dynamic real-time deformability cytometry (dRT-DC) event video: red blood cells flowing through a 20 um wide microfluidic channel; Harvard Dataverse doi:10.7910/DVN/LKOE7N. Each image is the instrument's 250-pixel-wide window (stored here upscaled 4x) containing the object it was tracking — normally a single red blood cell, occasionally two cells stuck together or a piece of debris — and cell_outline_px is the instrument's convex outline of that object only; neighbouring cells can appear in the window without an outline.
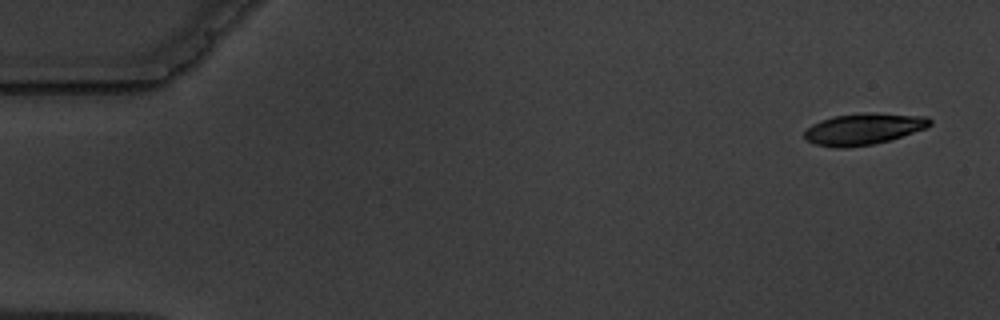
{"species": "common noctule bat (a hibernating species)", "species_latin": "Nyctalus noctula", "temperature_condition": "warm", "stored_images_in_passage": 4, "camera_frame_rate_fps": 3000, "um_per_image_px": 0.085, "animal": {"sex": "male", "body_mass_g": 19.5, "forearm_length_mm": 54.6}, "frame": {"image": 1, "passage_image": 1, "time_ms": 0.0, "image_size_px": [1000, 320], "cell_outline_px": [[932, 124], [924, 128], [888, 140], [872, 144], [844, 148], [836, 148], [816, 144], [804, 140], [804, 132], [812, 124], [820, 120], [832, 116], [860, 112], [876, 112], [928, 116], [932, 120]], "centroid_in_image_um": [73.37, 10.94], "position_along_channel_um": 11.6, "area_um2": 23.12}}
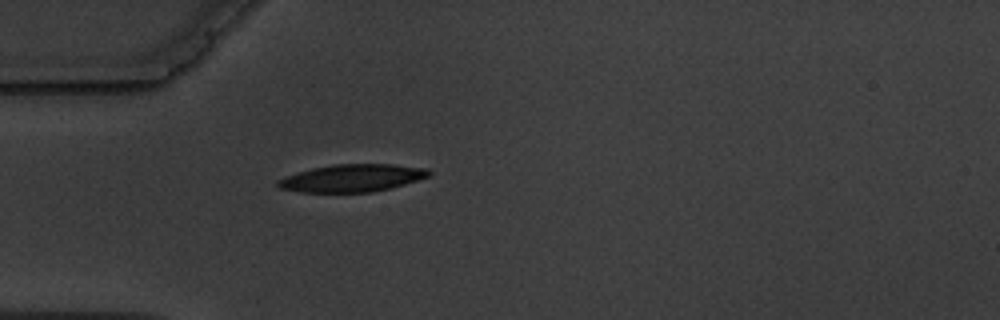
{"frame": {"image": 2, "passage_image": 4, "time_ms": 4.667, "image_size_px": [1000, 320], "cell_outline_px": [[432, 176], [404, 184], [372, 192], [300, 192], [280, 188], [276, 184], [276, 180], [284, 176], [296, 172], [312, 168], [332, 164], [392, 164], [428, 168], [432, 172]], "centroid_in_image_um": [29.93, 15.12], "position_along_channel_um": 55.1, "area_um2": 24.39}}